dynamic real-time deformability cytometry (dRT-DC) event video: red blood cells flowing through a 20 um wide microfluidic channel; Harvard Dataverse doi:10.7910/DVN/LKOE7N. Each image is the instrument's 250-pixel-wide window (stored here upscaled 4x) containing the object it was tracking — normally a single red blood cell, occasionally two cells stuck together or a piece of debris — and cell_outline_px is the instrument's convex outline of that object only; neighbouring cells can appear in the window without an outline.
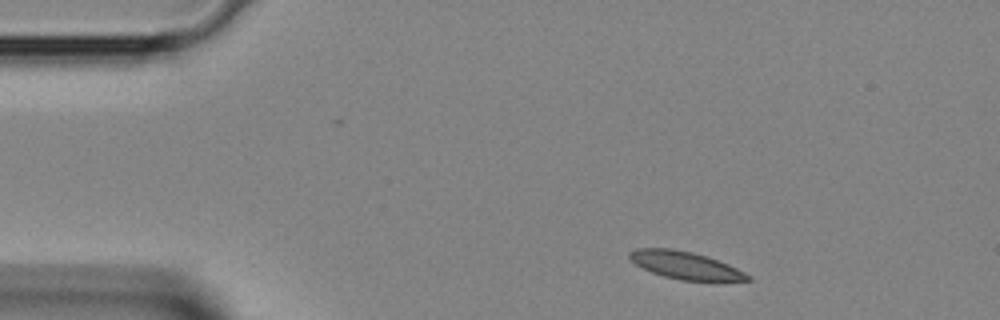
{"species": "Egyptian fruit bat (a non-hibernating species)", "species_latin": "Rousettus aegyptiacus", "temperature_condition": "room temperature", "stored_images_in_passage": 3, "camera_frame_rate_fps": 3000, "um_per_image_px": 0.085, "animal": {"sex": "female"}, "frame": {"image": 1, "passage_image": 1, "time_ms": 0.0, "image_size_px": [1000, 320], "cell_outline_px": [[752, 280], [716, 284], [680, 280], [664, 276], [652, 272], [636, 264], [628, 256], [628, 252], [636, 248], [672, 248], [692, 252], [708, 256], [728, 264], [752, 276]], "centroid_in_image_um": [58.38, 22.6], "position_along_channel_um": 26.6, "area_um2": 19.77}}
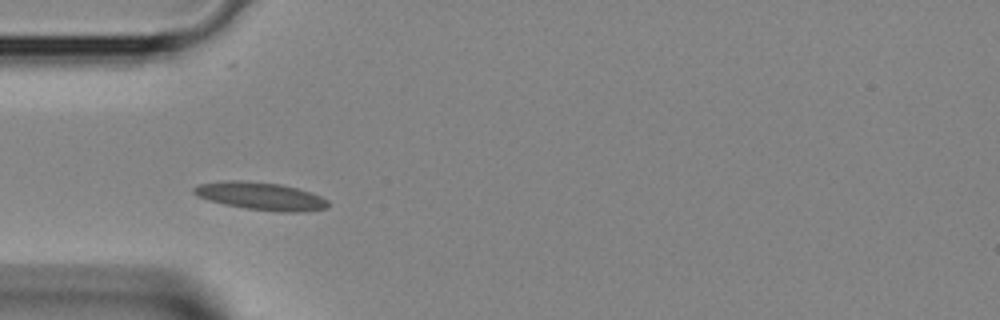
{"frame": {"image": 2, "passage_image": 3, "time_ms": 0.667, "image_size_px": [1000, 320], "cell_outline_px": [[328, 208], [304, 212], [276, 212], [244, 208], [224, 204], [208, 200], [196, 196], [192, 192], [192, 188], [200, 184], [224, 180], [240, 180], [280, 184], [296, 188], [320, 196], [328, 200]], "centroid_in_image_um": [22.13, 16.68], "position_along_channel_um": 62.9, "area_um2": 21.79}}